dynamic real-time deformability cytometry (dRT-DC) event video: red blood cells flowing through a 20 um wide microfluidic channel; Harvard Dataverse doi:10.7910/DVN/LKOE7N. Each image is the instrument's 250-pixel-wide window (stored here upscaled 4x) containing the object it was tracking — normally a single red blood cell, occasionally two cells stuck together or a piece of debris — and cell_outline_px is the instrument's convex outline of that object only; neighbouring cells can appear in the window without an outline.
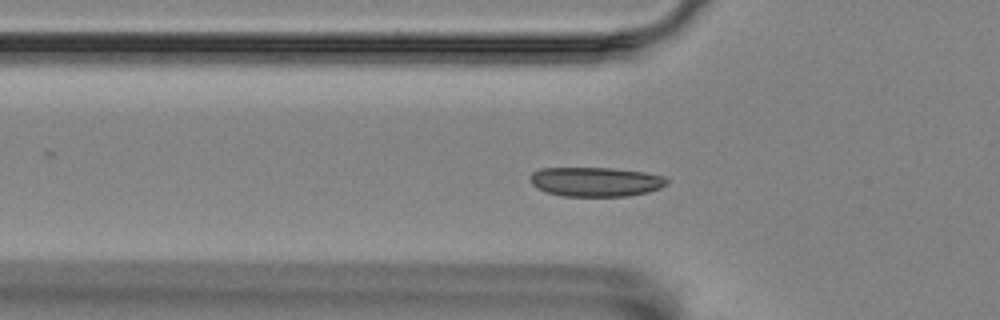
{"species": "Egyptian fruit bat (a non-hibernating species)", "species_latin": "Rousettus aegyptiacus", "temperature_condition": "room temperature", "stored_images_in_passage": 12, "camera_frame_rate_fps": 3000, "um_per_image_px": 0.085, "animal": {"sex": "female"}, "frame": {"image": 1, "passage_image": 5, "time_ms": 1.333, "image_size_px": [1000, 320], "cell_outline_px": [[672, 180], [668, 184], [660, 188], [648, 192], [628, 196], [564, 196], [544, 192], [536, 188], [532, 184], [528, 176], [532, 172], [540, 168], [612, 168], [644, 172], [668, 176]], "centroid_in_image_um": [50.66, 15.45], "position_along_channel_um": 75.1, "area_um2": 23.87}}
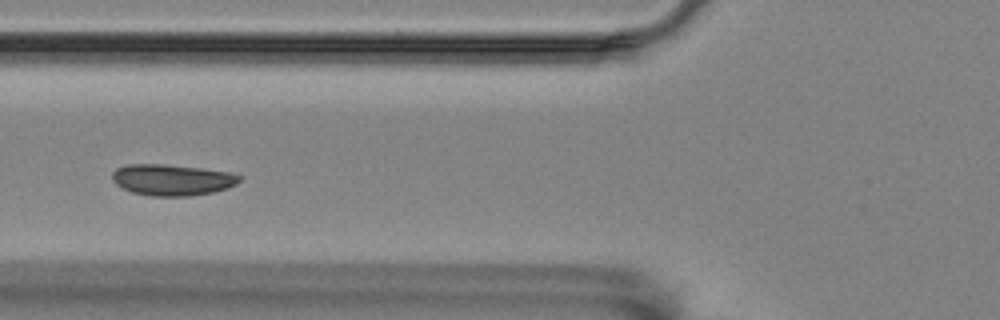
{"frame": {"image": 2, "passage_image": 8, "time_ms": 2.333, "image_size_px": [1000, 320], "cell_outline_px": [[240, 180], [236, 184], [228, 188], [212, 192], [188, 196], [152, 196], [132, 192], [116, 184], [112, 180], [112, 172], [116, 168], [128, 164], [164, 164], [200, 168], [232, 172], [240, 176]], "centroid_in_image_um": [14.62, 15.28], "position_along_channel_um": 111.2, "area_um2": 23.12}}